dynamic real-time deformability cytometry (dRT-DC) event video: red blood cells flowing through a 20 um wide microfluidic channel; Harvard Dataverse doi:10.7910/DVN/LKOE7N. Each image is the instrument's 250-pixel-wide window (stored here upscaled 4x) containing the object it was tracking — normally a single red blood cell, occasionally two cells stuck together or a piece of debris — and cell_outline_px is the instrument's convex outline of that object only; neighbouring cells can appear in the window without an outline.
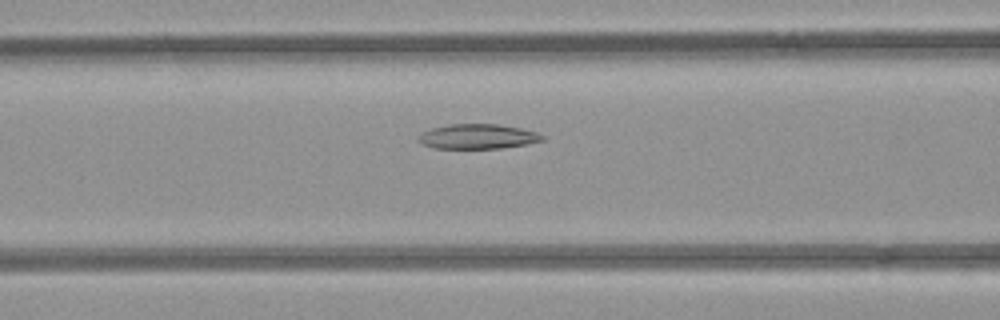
{"species": "common noctule bat (a hibernating species)", "species_latin": "Nyctalus noctula", "temperature_condition": "room temperature", "stored_images_in_passage": 29, "camera_frame_rate_fps": 3000, "um_per_image_px": 0.085, "animal": {"sex": "female", "body_mass_g": 21.9}, "frame": {"image": 1, "passage_image": 8, "time_ms": 2.333, "image_size_px": [1000, 320], "cell_outline_px": [[544, 140], [528, 144], [500, 148], [432, 148], [420, 144], [416, 140], [416, 136], [432, 128], [448, 124], [500, 124], [520, 128], [536, 132], [544, 136]], "centroid_in_image_um": [40.56, 11.6], "position_along_channel_um": 126.0, "area_um2": 18.03}}
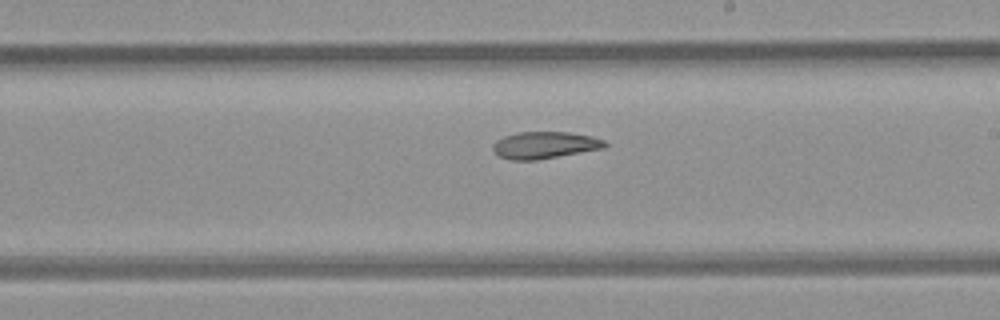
{"frame": {"image": 2, "passage_image": 17, "time_ms": 5.333, "image_size_px": [1000, 320], "cell_outline_px": [[608, 144], [604, 148], [536, 160], [512, 160], [500, 156], [492, 152], [492, 144], [496, 140], [504, 136], [516, 132], [568, 132], [592, 136], [604, 140]], "centroid_in_image_um": [46.27, 12.33], "position_along_channel_um": 242.7, "area_um2": 17.63}}
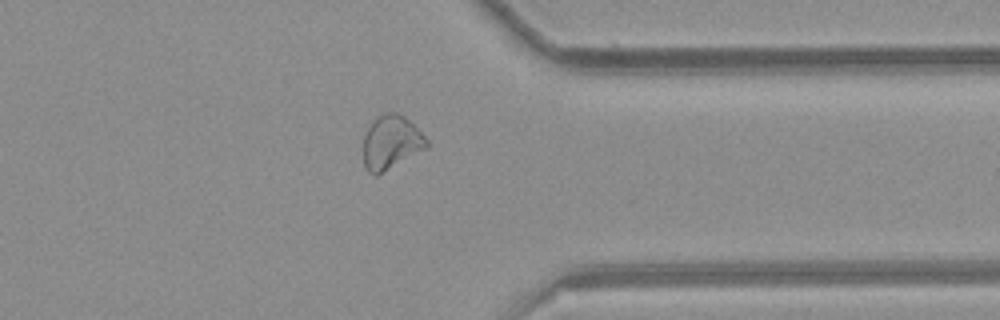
{"frame": {"image": 3, "passage_image": 28, "time_ms": 9.0, "image_size_px": [1000, 320], "cell_outline_px": [[428, 148], [376, 176], [368, 172], [364, 168], [364, 132], [372, 120], [376, 116], [384, 112], [400, 112], [428, 140]], "centroid_in_image_um": [33.22, 12.09], "position_along_channel_um": 378.2, "area_um2": 20.11}}